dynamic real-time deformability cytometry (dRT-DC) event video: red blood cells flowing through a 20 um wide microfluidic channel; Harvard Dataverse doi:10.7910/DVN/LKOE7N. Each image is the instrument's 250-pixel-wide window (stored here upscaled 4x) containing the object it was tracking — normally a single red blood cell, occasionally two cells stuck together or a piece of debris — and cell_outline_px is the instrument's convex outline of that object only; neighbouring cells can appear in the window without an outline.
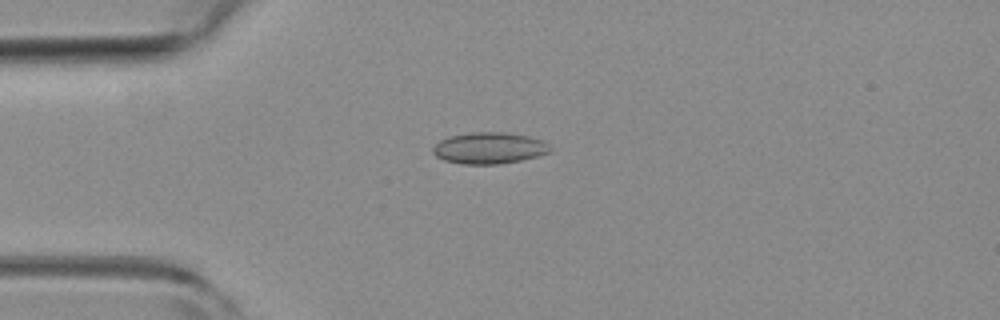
{"species": "common noctule bat (a hibernating species)", "species_latin": "Nyctalus noctula", "temperature_condition": "room temperature", "stored_images_in_passage": 6, "camera_frame_rate_fps": 3000, "um_per_image_px": 0.085, "animal": {"sex": "female", "body_mass_g": 19.3, "forearm_length_mm": 54.1}, "frame": {"image": 1, "passage_image": 3, "time_ms": 0.667, "image_size_px": [1000, 320], "cell_outline_px": [[552, 152], [520, 160], [500, 164], [460, 164], [444, 160], [436, 156], [432, 152], [432, 148], [440, 140], [448, 136], [472, 132], [508, 132], [528, 136], [544, 140], [552, 148]], "centroid_in_image_um": [41.59, 12.58], "position_along_channel_um": 43.4, "area_um2": 21.68}}
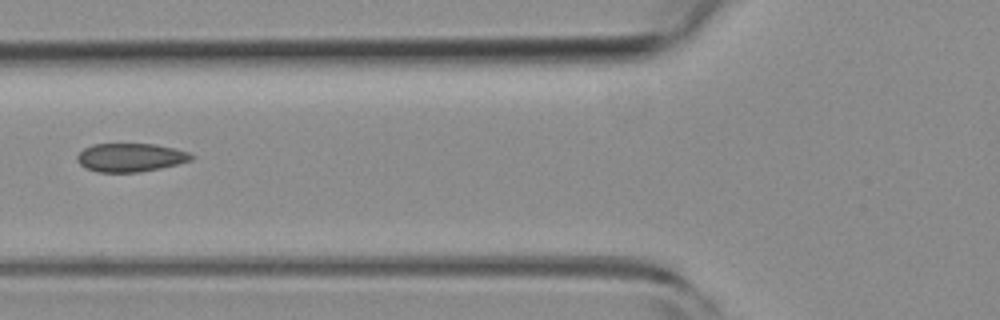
{"frame": {"image": 2, "passage_image": 5, "time_ms": 1.333, "image_size_px": [1000, 320], "cell_outline_px": [[196, 156], [192, 160], [160, 168], [140, 172], [96, 172], [84, 168], [76, 160], [76, 156], [84, 148], [92, 144], [156, 144], [176, 148], [188, 152]], "centroid_in_image_um": [11.08, 13.38], "position_along_channel_um": 114.7, "area_um2": 19.13}}
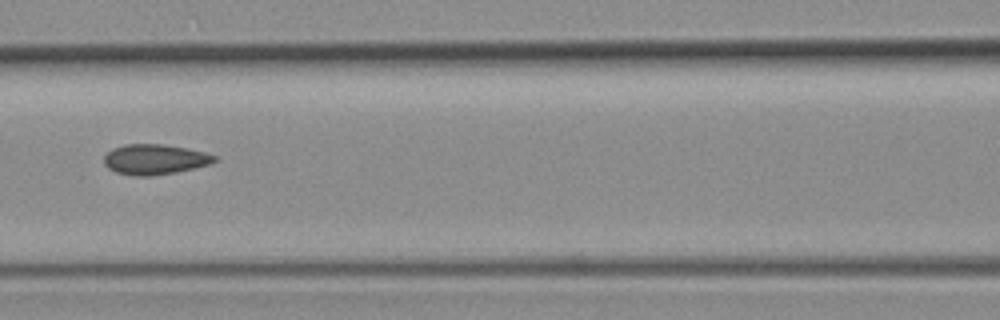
{"frame": {"image": 3, "passage_image": 6, "time_ms": 1.667, "image_size_px": [1000, 320], "cell_outline_px": [[220, 160], [212, 164], [176, 172], [152, 176], [132, 176], [116, 172], [108, 168], [104, 164], [104, 156], [112, 148], [124, 144], [164, 144], [188, 148], [204, 152], [216, 156]], "centroid_in_image_um": [13.18, 13.55], "position_along_channel_um": 153.4, "area_um2": 19.77}}